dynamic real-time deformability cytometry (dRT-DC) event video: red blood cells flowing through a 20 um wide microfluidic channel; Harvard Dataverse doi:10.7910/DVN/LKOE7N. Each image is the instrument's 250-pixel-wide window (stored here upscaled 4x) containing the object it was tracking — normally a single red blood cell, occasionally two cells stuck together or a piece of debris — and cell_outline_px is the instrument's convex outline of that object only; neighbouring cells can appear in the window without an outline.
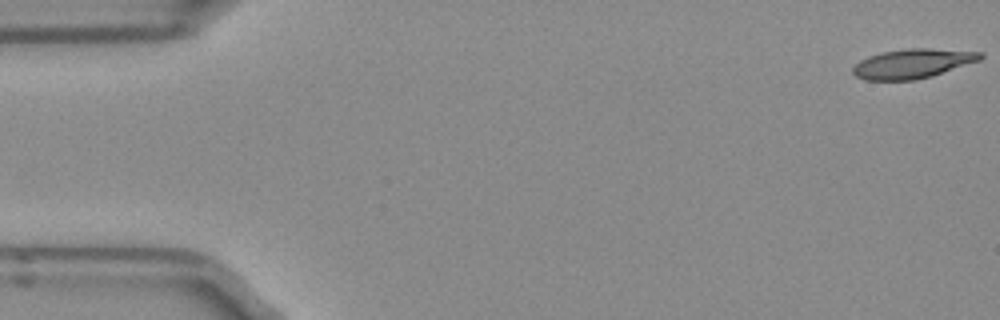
{"species": "Egyptian fruit bat (a non-hibernating species)", "species_latin": "Rousettus aegyptiacus", "temperature_condition": "room temperature", "stored_images_in_passage": 52, "segment_of_instrument_passage": [1, 2], "camera_frame_rate_fps": 3000, "um_per_image_px": 0.085, "frame": {"image": 1, "passage_image": 1, "time_ms": 0.0, "image_size_px": [1000, 320], "cell_outline_px": [[984, 56], [980, 60], [932, 76], [912, 80], [864, 80], [856, 76], [852, 72], [852, 68], [860, 60], [868, 56], [880, 52], [908, 48], [928, 48], [984, 52]], "centroid_in_image_um": [77.57, 5.4], "position_along_channel_um": 7.4, "area_um2": 21.91}}
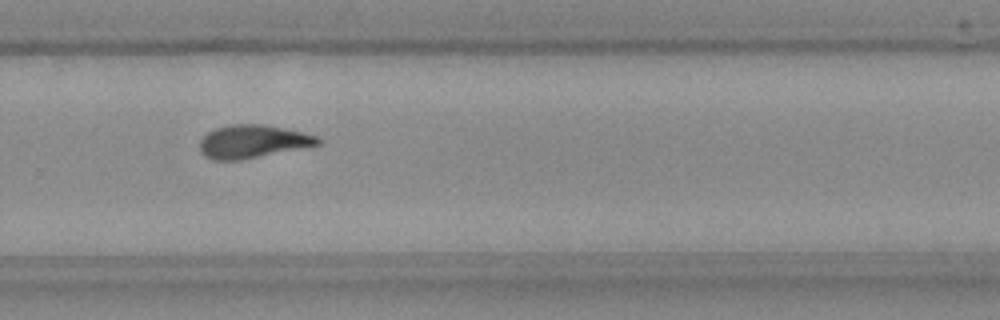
{"frame": {"image": 2, "passage_image": 34, "time_ms": 11.0, "image_size_px": [1000, 320], "cell_outline_px": [[320, 144], [240, 160], [212, 160], [204, 156], [200, 152], [200, 140], [208, 132], [216, 128], [232, 124], [260, 124], [320, 136]], "centroid_in_image_um": [21.43, 12.03], "position_along_channel_um": 308.4, "area_um2": 22.43}}
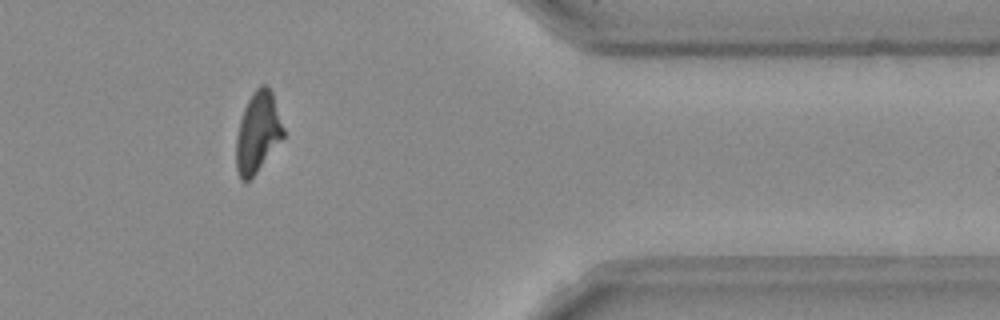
{"frame": {"image": 3, "passage_image": 42, "time_ms": 13.667, "image_size_px": [1000, 320], "cell_outline_px": [[284, 136], [256, 172], [248, 180], [240, 180], [236, 168], [236, 136], [240, 120], [244, 108], [252, 92], [260, 84], [268, 84], [272, 92], [284, 128]], "centroid_in_image_um": [21.9, 11.21], "position_along_channel_um": 389.5, "area_um2": 21.96}}